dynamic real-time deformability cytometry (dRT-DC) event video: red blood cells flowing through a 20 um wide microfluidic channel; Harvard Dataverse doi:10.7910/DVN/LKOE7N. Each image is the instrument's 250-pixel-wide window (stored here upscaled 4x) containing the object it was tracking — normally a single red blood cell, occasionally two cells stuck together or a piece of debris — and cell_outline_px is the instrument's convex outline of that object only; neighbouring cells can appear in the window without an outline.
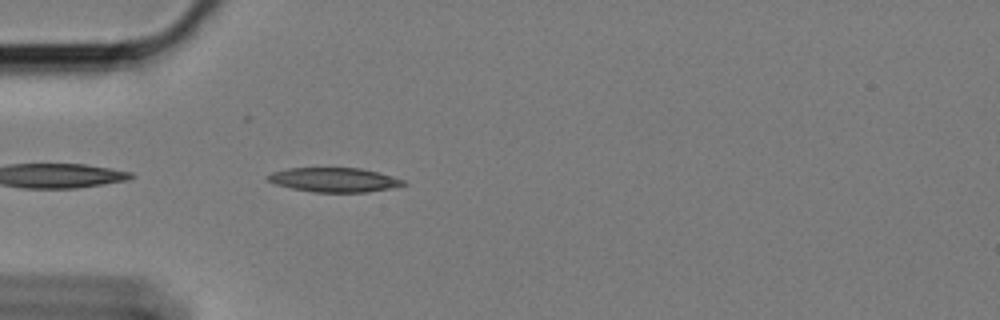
{"species": "Egyptian fruit bat (a non-hibernating species)", "species_latin": "Rousettus aegyptiacus", "temperature_condition": "cold", "stored_images_in_passage": 18, "camera_frame_rate_fps": 3000, "um_per_image_px": 0.085, "animal": {"sex": "female"}, "frame": {"image": 1, "passage_image": 2, "time_ms": 0.333, "image_size_px": [1000, 320], "cell_outline_px": [[408, 184], [392, 188], [368, 192], [312, 192], [292, 188], [276, 184], [268, 180], [264, 176], [272, 172], [288, 168], [360, 168], [392, 176], [404, 180]], "centroid_in_image_um": [28.4, 15.29], "position_along_channel_um": 56.6, "area_um2": 19.19}}
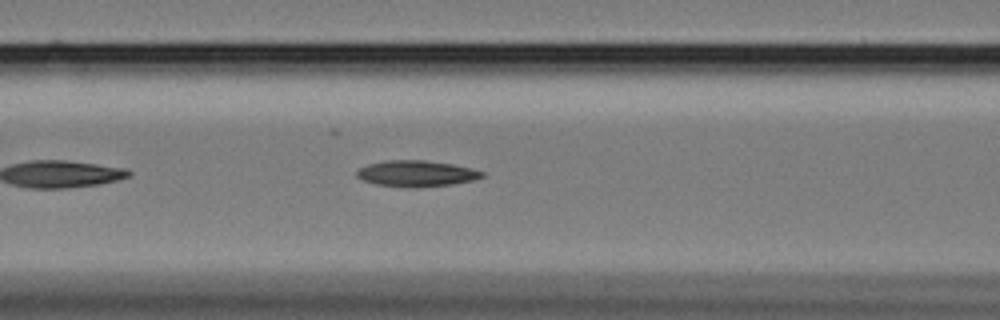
{"frame": {"image": 2, "passage_image": 9, "time_ms": 2.667, "image_size_px": [1000, 320], "cell_outline_px": [[484, 176], [472, 180], [452, 184], [416, 188], [408, 188], [376, 184], [364, 180], [356, 176], [356, 172], [360, 168], [368, 164], [388, 160], [424, 160], [452, 164], [472, 168], [484, 172]], "centroid_in_image_um": [35.39, 14.75], "position_along_channel_um": 131.2, "area_um2": 19.02}}
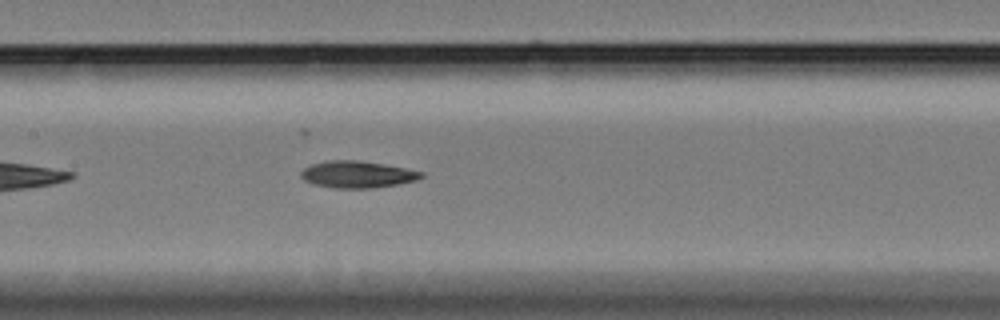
{"frame": {"image": 3, "passage_image": 13, "time_ms": 4.0, "image_size_px": [1000, 320], "cell_outline_px": [[424, 176], [416, 180], [396, 184], [372, 188], [336, 188], [312, 184], [304, 180], [300, 176], [300, 172], [304, 168], [312, 164], [328, 160], [360, 160], [384, 164], [424, 172]], "centroid_in_image_um": [30.34, 14.82], "position_along_channel_um": 177.1, "area_um2": 18.79}}